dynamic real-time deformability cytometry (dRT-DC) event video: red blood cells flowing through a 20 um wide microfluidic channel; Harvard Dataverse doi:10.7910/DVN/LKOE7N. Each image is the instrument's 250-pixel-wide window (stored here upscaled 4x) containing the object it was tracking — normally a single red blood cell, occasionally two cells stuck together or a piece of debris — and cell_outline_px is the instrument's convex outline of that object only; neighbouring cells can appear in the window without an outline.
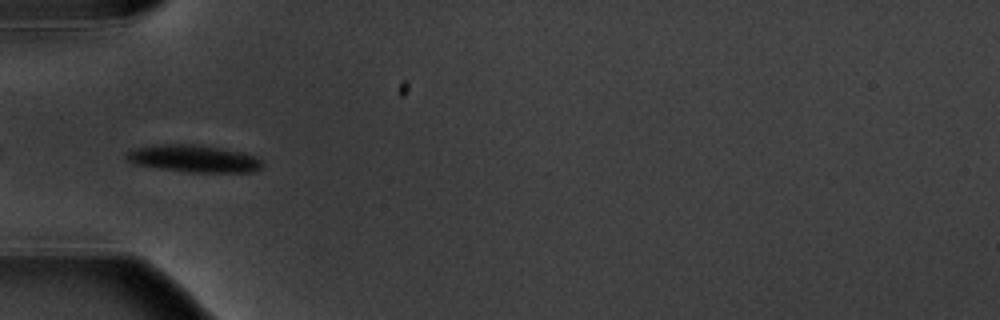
{"species": "common noctule bat (a hibernating species)", "species_latin": "Nyctalus noctula", "temperature_condition": "warm", "stored_images_in_passage": 10, "camera_frame_rate_fps": 3000, "um_per_image_px": 0.085, "animal": {"sex": "male", "body_mass_g": 20.1, "forearm_length_mm": 53.5}, "frame": {"image": 1, "passage_image": 5, "time_ms": 5.667, "image_size_px": [1000, 320], "cell_outline_px": [[264, 164], [260, 168], [252, 172], [188, 172], [132, 164], [124, 156], [128, 152], [136, 148], [164, 144], [200, 144], [244, 152], [260, 160]], "centroid_in_image_um": [16.47, 13.48], "position_along_channel_um": 68.5, "area_um2": 21.5}}
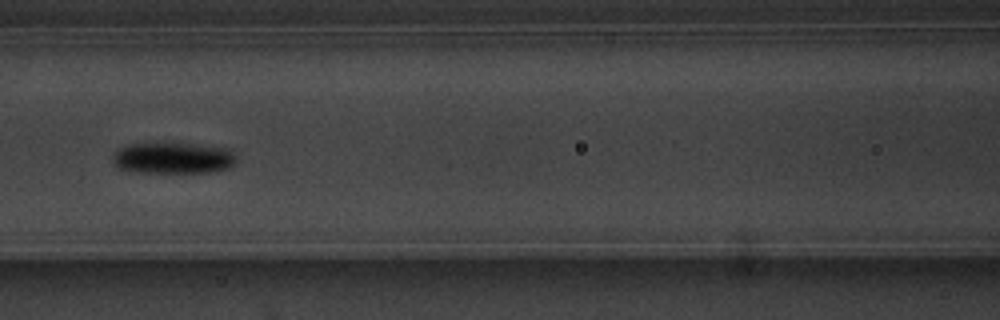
{"frame": {"image": 2, "passage_image": 7, "time_ms": 8.0, "image_size_px": [1000, 320], "cell_outline_px": [[236, 164], [228, 168], [212, 172], [140, 172], [120, 168], [112, 160], [112, 156], [120, 148], [128, 144], [192, 144], [228, 148], [236, 156]], "centroid_in_image_um": [14.76, 13.44], "position_along_channel_um": 151.8, "area_um2": 22.2}}